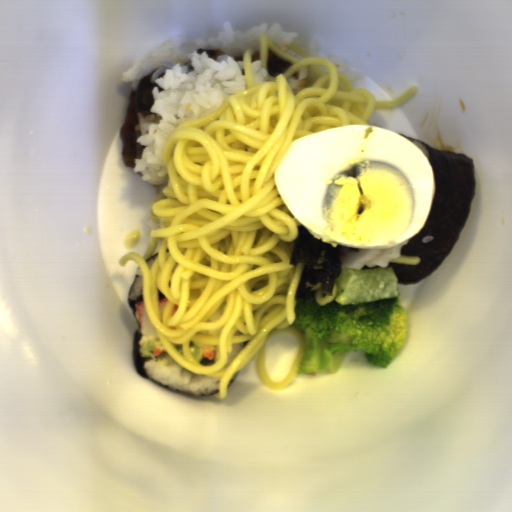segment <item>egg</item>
<instances>
[{"label":"egg","mask_w":512,"mask_h":512,"mask_svg":"<svg viewBox=\"0 0 512 512\" xmlns=\"http://www.w3.org/2000/svg\"><path fill=\"white\" fill-rule=\"evenodd\" d=\"M274 184L311 235L333 247L370 250L395 247L420 232L436 191L431 163L414 142L359 123L294 140Z\"/></svg>","instance_id":"1"}]
</instances>
